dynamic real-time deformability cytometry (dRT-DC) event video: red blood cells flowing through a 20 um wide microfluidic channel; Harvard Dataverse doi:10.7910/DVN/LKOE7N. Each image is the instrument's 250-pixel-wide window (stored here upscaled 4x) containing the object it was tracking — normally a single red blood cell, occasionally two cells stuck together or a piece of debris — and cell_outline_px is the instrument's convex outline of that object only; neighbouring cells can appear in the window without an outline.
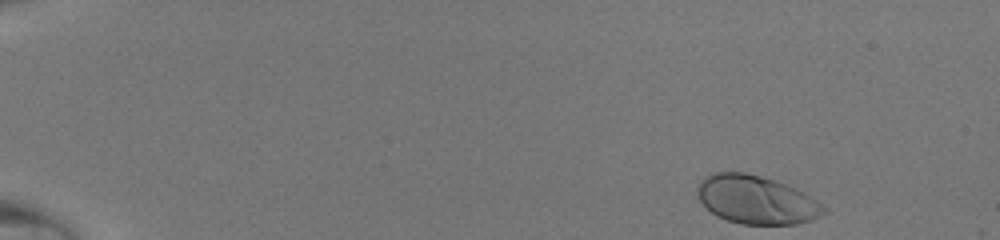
{"species": "human", "species_latin": "Homo sapiens", "temperature_condition": "room temperature", "stored_images_in_passage": 44, "camera_frame_rate_fps": 3000, "um_per_image_px": 0.085, "donor": {"sex": "male"}, "frame": {"image": 1, "passage_image": 1, "time_ms": 0.0, "image_size_px": [1000, 240], "cell_outline_px": [[828, 212], [820, 216], [796, 224], [744, 224], [728, 220], [716, 216], [700, 200], [700, 184], [712, 172], [744, 172], [760, 176], [784, 184], [808, 196], [820, 204]], "centroid_in_image_um": [64.29, 16.99], "position_along_channel_um": 20.7, "area_um2": 34.45}}
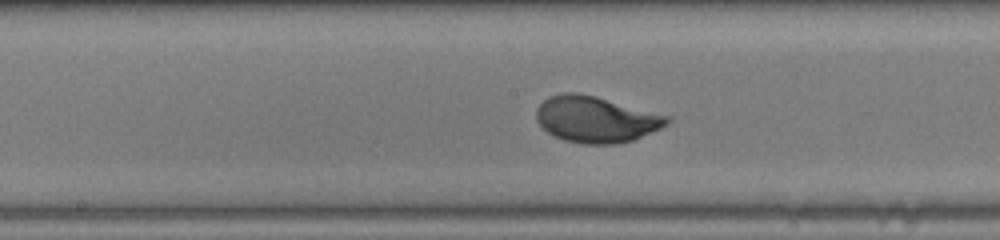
{"frame": {"image": 2, "passage_image": 23, "time_ms": 7.333, "image_size_px": [1000, 240], "cell_outline_px": [[672, 120], [668, 124], [660, 128], [632, 140], [616, 144], [580, 144], [564, 140], [548, 132], [536, 120], [536, 108], [548, 96], [564, 92], [580, 92], [596, 96], [672, 116]], "centroid_in_image_um": [50.67, 10.13], "position_along_channel_um": 197.5, "area_um2": 35.43}}
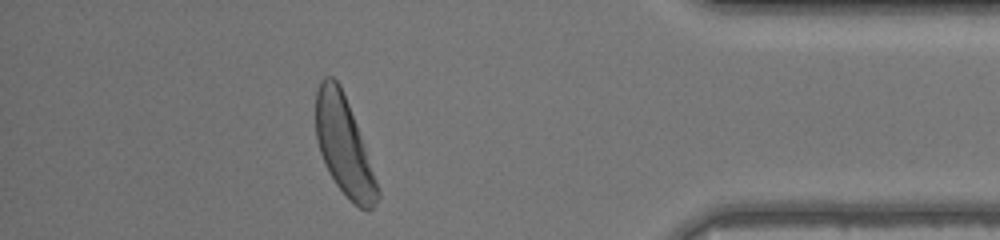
{"frame": {"image": 3, "passage_image": 39, "time_ms": 12.667, "image_size_px": [1000, 240], "cell_outline_px": [[380, 196], [372, 208], [368, 212], [360, 208], [336, 184], [328, 172], [324, 164], [320, 152], [316, 136], [316, 88], [320, 80], [324, 76], [332, 76], [340, 84], [356, 124], [376, 180], [380, 192]], "centroid_in_image_um": [29.2, 12.37], "position_along_channel_um": 406.0, "area_um2": 34.68}}